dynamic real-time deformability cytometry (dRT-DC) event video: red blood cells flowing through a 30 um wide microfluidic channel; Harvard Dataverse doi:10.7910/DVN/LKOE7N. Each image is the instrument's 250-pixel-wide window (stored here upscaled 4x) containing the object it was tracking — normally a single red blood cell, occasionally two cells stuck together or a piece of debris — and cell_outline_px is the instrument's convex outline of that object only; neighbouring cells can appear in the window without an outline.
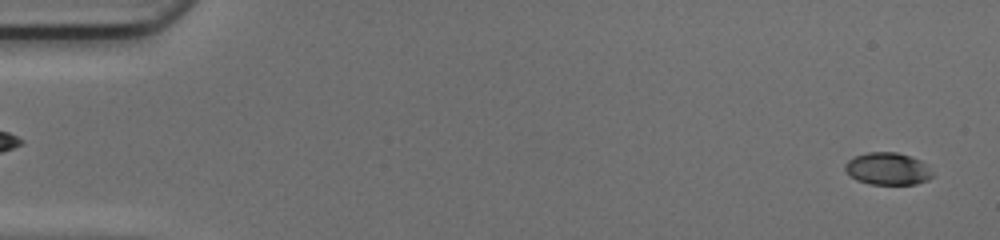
{"species": "common noctule bat (a hibernating species)", "species_latin": "Nyctalus noctula", "temperature_condition": "cold", "stored_images_in_passage": 50, "camera_frame_rate_fps": 3000, "um_per_image_px": 0.085, "animal": {"sex": "female", "body_mass_g": 17.0, "forearm_length_mm": 48.0}, "frame": {"image": 1, "passage_image": 2, "time_ms": 0.333, "image_size_px": [1000, 240], "cell_outline_px": [[932, 176], [928, 180], [916, 184], [868, 184], [856, 180], [844, 168], [844, 164], [848, 160], [856, 156], [868, 152], [896, 152], [920, 160], [932, 172]], "centroid_in_image_um": [75.43, 14.35], "position_along_channel_um": 9.6, "area_um2": 16.24}}
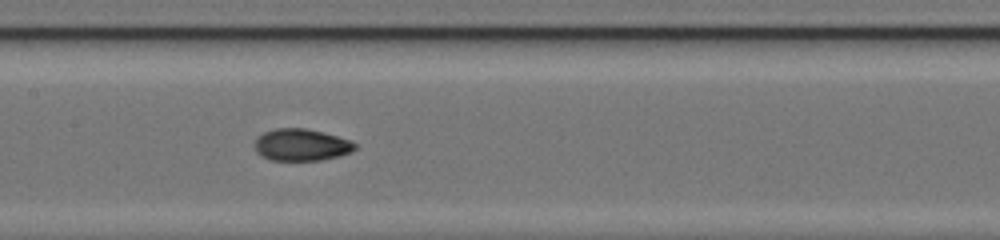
{"frame": {"image": 2, "passage_image": 25, "time_ms": 8.0, "image_size_px": [1000, 240], "cell_outline_px": [[356, 148], [352, 152], [340, 156], [320, 160], [272, 160], [260, 156], [256, 152], [252, 144], [264, 132], [276, 128], [304, 128], [324, 132], [352, 140], [356, 144]], "centroid_in_image_um": [25.62, 12.31], "position_along_channel_um": 181.8, "area_um2": 18.9}}
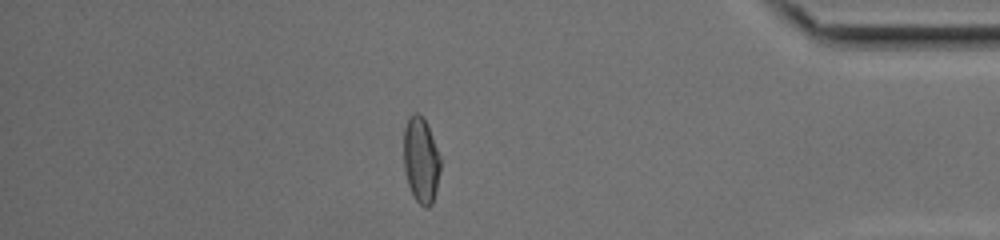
{"frame": {"image": 3, "passage_image": 43, "time_ms": 14.0, "image_size_px": [1000, 240], "cell_outline_px": [[440, 172], [432, 204], [428, 208], [424, 208], [412, 196], [408, 184], [404, 168], [404, 128], [408, 116], [412, 112], [416, 112], [428, 124], [440, 156]], "centroid_in_image_um": [35.77, 13.6], "position_along_channel_um": 399.4, "area_um2": 18.5}, "authors_computed_cell_mechanics": {"area_um2": 18.5249, "velocity_mm_per_s": 4.2268, "shape_relaxation_time_tau1_ms": 7.806, "shape_relaxation_time_tau2_ms": 1.5768, "deformation_change_tau1": 0.2421, "deformation_change_tau2": 0.0496}}